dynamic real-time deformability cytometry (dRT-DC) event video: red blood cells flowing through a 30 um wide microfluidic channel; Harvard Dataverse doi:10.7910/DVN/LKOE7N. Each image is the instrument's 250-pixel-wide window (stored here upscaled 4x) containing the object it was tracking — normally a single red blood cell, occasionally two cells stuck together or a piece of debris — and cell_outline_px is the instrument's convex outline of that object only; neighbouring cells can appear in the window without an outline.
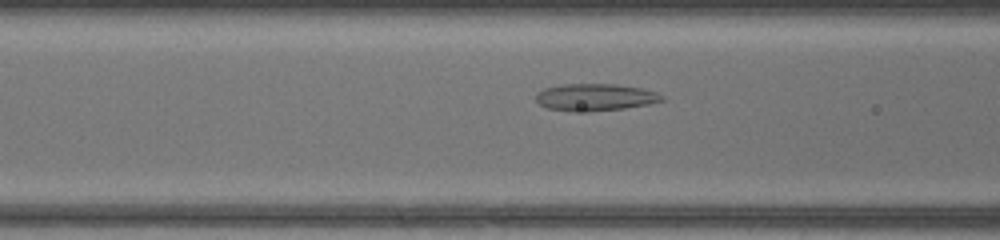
{"species": "common noctule bat (a hibernating species)", "species_latin": "Nyctalus noctula", "temperature_condition": "warm", "stored_images_in_passage": 9, "camera_frame_rate_fps": 3000, "um_per_image_px": 0.085, "animal": {"sex": "female", "body_mass_g": 17.0, "forearm_length_mm": 48.0}, "frame": {"image": 1, "passage_image": 7, "time_ms": 2.0, "image_size_px": [1000, 240], "cell_outline_px": [[664, 100], [648, 104], [624, 108], [588, 112], [572, 112], [548, 108], [540, 104], [536, 100], [536, 92], [544, 88], [564, 84], [616, 84], [640, 88], [656, 92], [664, 96]], "centroid_in_image_um": [50.56, 8.27], "position_along_channel_um": 116.0, "area_um2": 19.94}}